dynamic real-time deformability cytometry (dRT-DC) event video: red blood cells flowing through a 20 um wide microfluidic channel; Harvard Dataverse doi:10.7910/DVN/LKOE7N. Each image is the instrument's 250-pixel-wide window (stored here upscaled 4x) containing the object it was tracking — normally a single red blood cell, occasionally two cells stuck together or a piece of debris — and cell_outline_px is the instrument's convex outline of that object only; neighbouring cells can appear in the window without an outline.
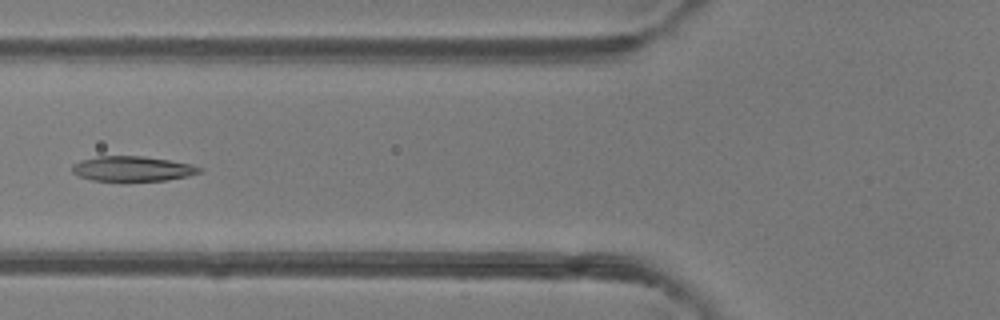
{"species": "common noctule bat (a hibernating species)", "species_latin": "Nyctalus noctula", "temperature_condition": "room temperature", "stored_images_in_passage": 6, "camera_frame_rate_fps": 3000, "um_per_image_px": 0.085, "animal": {"sex": "female"}, "frame": {"image": 1, "passage_image": 6, "time_ms": 5.667, "image_size_px": [1000, 320], "cell_outline_px": [[204, 172], [188, 176], [164, 180], [92, 180], [80, 176], [72, 172], [72, 164], [80, 160], [96, 156], [144, 156], [192, 164], [204, 168]], "centroid_in_image_um": [11.29, 14.32], "position_along_channel_um": 114.5, "area_um2": 18.5}}